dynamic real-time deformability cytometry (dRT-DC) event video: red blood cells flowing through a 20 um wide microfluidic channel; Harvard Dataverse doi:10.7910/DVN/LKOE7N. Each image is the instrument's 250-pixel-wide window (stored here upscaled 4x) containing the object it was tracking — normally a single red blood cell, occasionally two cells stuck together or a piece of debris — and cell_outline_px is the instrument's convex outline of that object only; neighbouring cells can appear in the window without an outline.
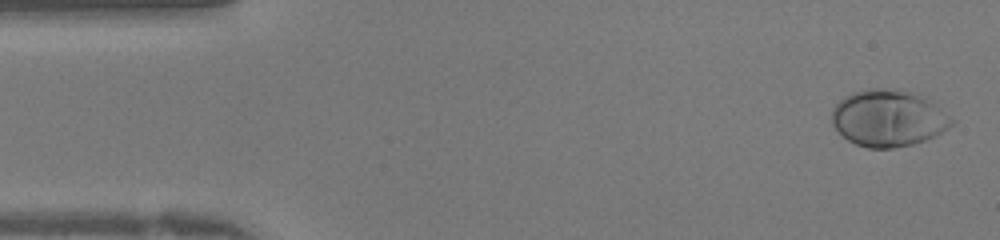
{"species": "human", "species_latin": "Homo sapiens", "temperature_condition": "warm", "stored_images_in_passage": 41, "camera_frame_rate_fps": 3000, "um_per_image_px": 0.085, "donor": {"sex": "female"}, "frame": {"image": 1, "passage_image": 1, "time_ms": 0.0, "image_size_px": [1000, 240], "cell_outline_px": [[956, 120], [948, 128], [924, 140], [912, 144], [892, 148], [868, 148], [856, 144], [848, 140], [832, 124], [832, 108], [844, 96], [852, 92], [868, 88], [884, 88], [908, 92], [924, 96], [936, 104]], "centroid_in_image_um": [75.5, 10.03], "position_along_channel_um": 9.5, "area_um2": 39.42}}
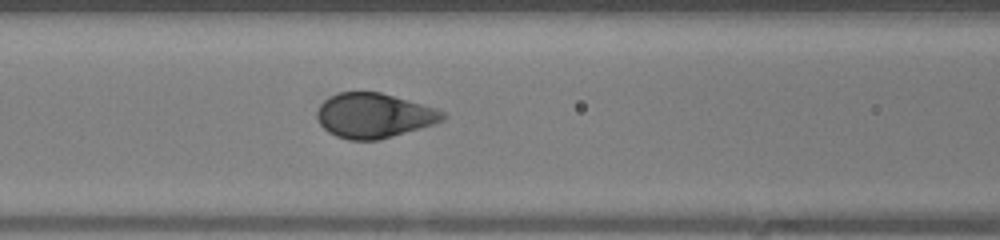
{"frame": {"image": 2, "passage_image": 16, "time_ms": 5.0, "image_size_px": [1000, 240], "cell_outline_px": [[448, 116], [444, 120], [436, 124], [380, 140], [348, 140], [336, 136], [328, 132], [320, 124], [316, 116], [316, 112], [320, 104], [328, 96], [340, 92], [380, 92], [436, 108], [444, 112]], "centroid_in_image_um": [31.79, 9.83], "position_along_channel_um": 134.8, "area_um2": 33.06}}
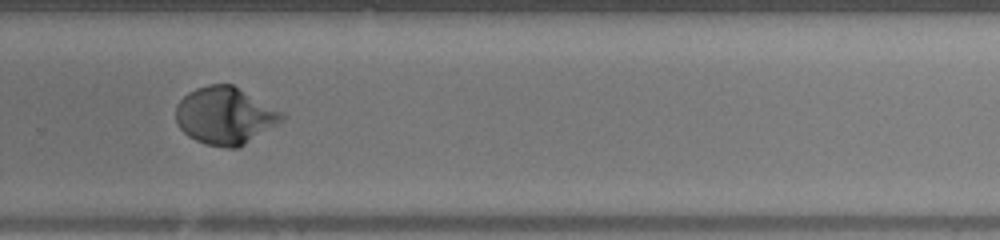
{"frame": {"image": 3, "passage_image": 27, "time_ms": 8.667, "image_size_px": [1000, 240], "cell_outline_px": [[288, 116], [284, 120], [244, 144], [236, 148], [228, 148], [204, 144], [188, 136], [176, 124], [176, 104], [188, 92], [196, 88], [208, 84], [232, 84], [284, 112]], "centroid_in_image_um": [19.13, 9.82], "position_along_channel_um": 310.7, "area_um2": 35.49}}